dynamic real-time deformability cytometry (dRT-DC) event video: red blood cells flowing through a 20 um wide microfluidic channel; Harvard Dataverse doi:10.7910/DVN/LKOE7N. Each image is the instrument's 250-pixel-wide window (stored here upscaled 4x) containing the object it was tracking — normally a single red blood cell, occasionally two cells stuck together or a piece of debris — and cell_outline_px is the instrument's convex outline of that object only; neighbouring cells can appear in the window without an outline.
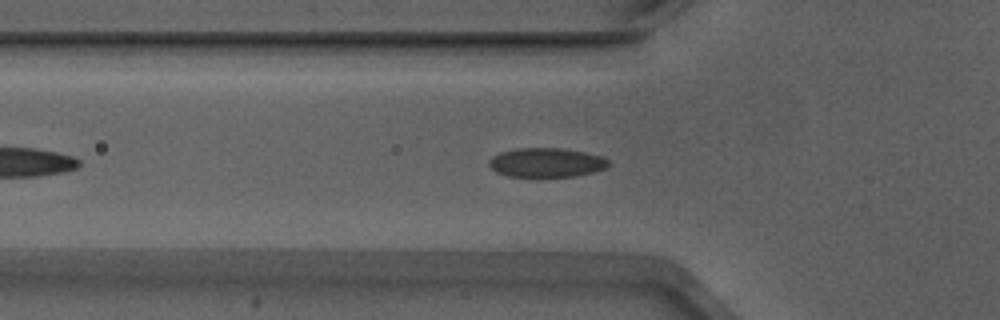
{"species": "Egyptian fruit bat (a non-hibernating species)", "species_latin": "Rousettus aegyptiacus", "temperature_condition": "warm", "stored_images_in_passage": 25, "camera_frame_rate_fps": 3000, "um_per_image_px": 0.085, "animal": {"sex": "male"}, "frame": {"image": 1, "passage_image": 9, "time_ms": 2.667, "image_size_px": [1000, 320], "cell_outline_px": [[612, 164], [608, 168], [576, 176], [508, 176], [496, 172], [488, 164], [488, 160], [492, 156], [500, 152], [516, 148], [560, 148], [584, 152], [604, 156]], "centroid_in_image_um": [46.47, 13.81], "position_along_channel_um": 79.3, "area_um2": 20.46}}
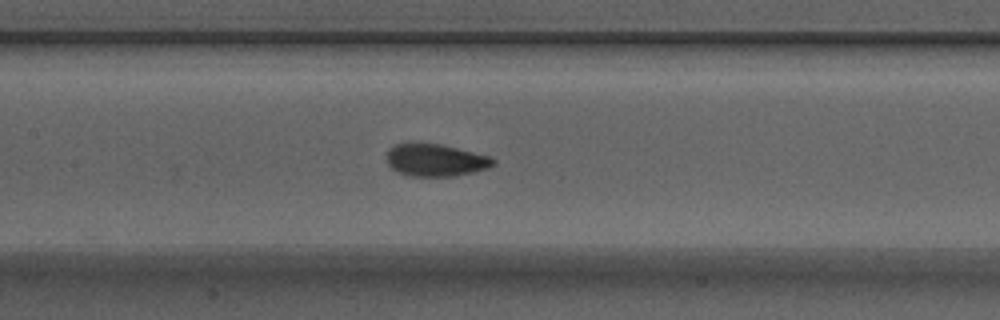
{"frame": {"image": 2, "passage_image": 16, "time_ms": 5.0, "image_size_px": [1000, 320], "cell_outline_px": [[496, 164], [488, 168], [456, 176], [412, 176], [396, 172], [388, 164], [388, 148], [396, 144], [440, 144], [488, 156], [496, 160]], "centroid_in_image_um": [37.03, 13.63], "position_along_channel_um": 170.4, "area_um2": 19.77}}
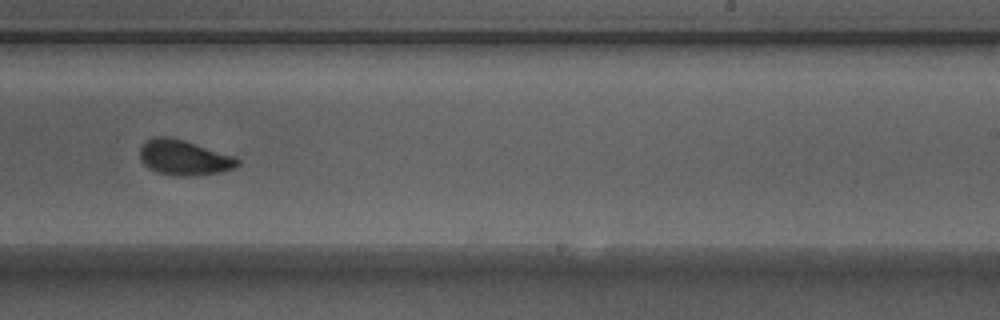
{"frame": {"image": 3, "passage_image": 24, "time_ms": 7.667, "image_size_px": [1000, 320], "cell_outline_px": [[240, 164], [236, 168], [220, 172], [188, 176], [176, 176], [156, 172], [148, 168], [140, 160], [140, 148], [144, 140], [152, 136], [168, 136], [184, 140], [236, 156], [240, 160]], "centroid_in_image_um": [15.63, 13.38], "position_along_channel_um": 273.4, "area_um2": 20.4}}